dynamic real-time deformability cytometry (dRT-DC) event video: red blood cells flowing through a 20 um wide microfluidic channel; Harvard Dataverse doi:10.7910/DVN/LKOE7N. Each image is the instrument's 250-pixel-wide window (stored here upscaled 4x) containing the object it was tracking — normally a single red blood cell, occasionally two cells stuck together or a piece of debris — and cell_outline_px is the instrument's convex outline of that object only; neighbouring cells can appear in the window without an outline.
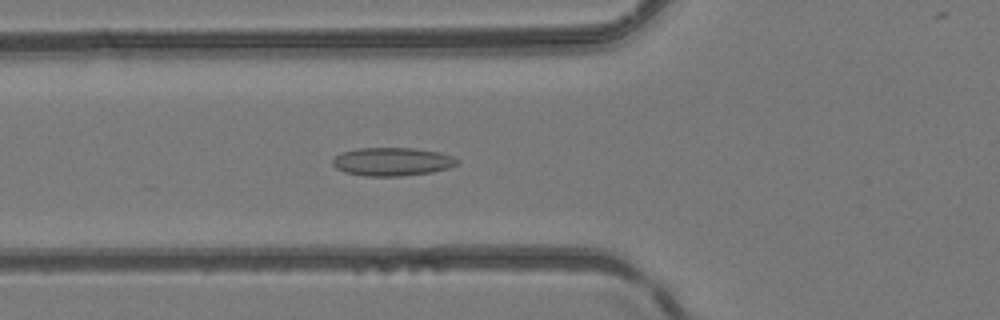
{"species": "common noctule bat (a hibernating species)", "species_latin": "Nyctalus noctula", "temperature_condition": "room temperature", "stored_images_in_passage": 50, "camera_frame_rate_fps": 3000, "um_per_image_px": 0.085, "animal": {"sex": "female", "body_mass_g": 24.6, "forearm_length_mm": 56.2}, "frame": {"image": 1, "passage_image": 19, "time_ms": 6.0, "image_size_px": [1000, 320], "cell_outline_px": [[460, 160], [456, 164], [448, 168], [432, 172], [400, 176], [364, 176], [344, 172], [336, 168], [332, 164], [332, 160], [336, 156], [344, 152], [356, 148], [416, 148], [440, 152], [452, 156]], "centroid_in_image_um": [33.34, 13.74], "position_along_channel_um": 92.5, "area_um2": 20.58}}
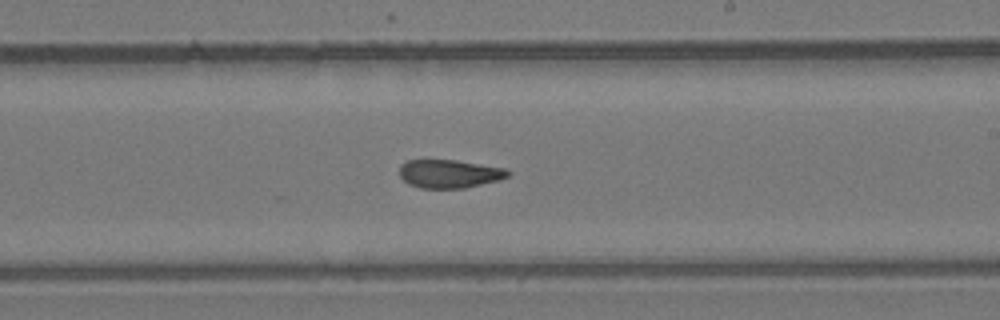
{"frame": {"image": 2, "passage_image": 30, "time_ms": 9.667, "image_size_px": [1000, 320], "cell_outline_px": [[508, 176], [496, 180], [464, 188], [420, 188], [408, 184], [400, 176], [400, 164], [408, 160], [456, 160], [504, 168], [508, 172]], "centroid_in_image_um": [38.12, 14.77], "position_along_channel_um": 250.9, "area_um2": 17.63}}
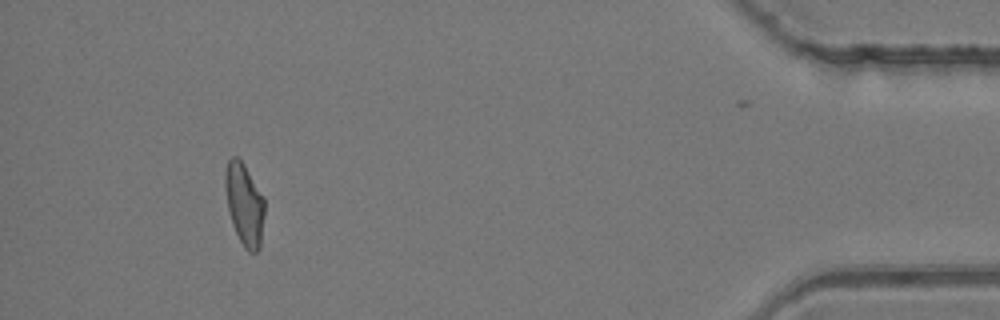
{"frame": {"image": 3, "passage_image": 46, "time_ms": 15.0, "image_size_px": [1000, 320], "cell_outline_px": [[264, 216], [260, 248], [256, 252], [248, 252], [244, 248], [232, 224], [228, 208], [224, 188], [224, 176], [228, 160], [232, 156], [236, 156], [244, 164], [264, 196]], "centroid_in_image_um": [20.77, 17.36], "position_along_channel_um": 414.4, "area_um2": 18.96}}